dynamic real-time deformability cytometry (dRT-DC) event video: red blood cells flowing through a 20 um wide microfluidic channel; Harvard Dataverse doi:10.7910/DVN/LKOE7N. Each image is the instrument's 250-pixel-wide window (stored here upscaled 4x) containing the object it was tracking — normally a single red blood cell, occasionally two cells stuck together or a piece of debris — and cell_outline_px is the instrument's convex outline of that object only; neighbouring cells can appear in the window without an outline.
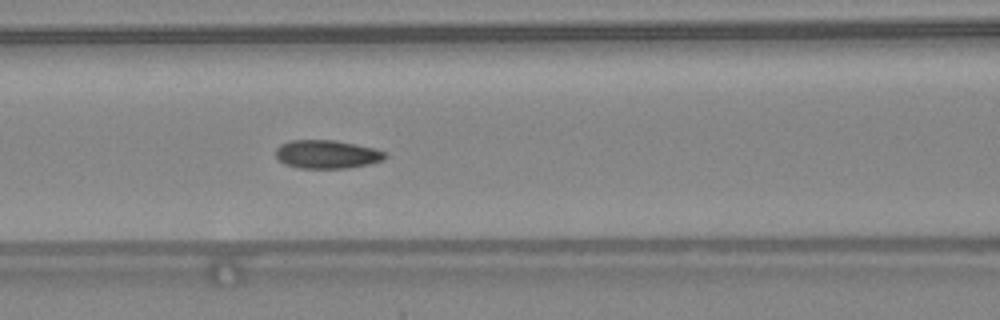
{"species": "common noctule bat (a hibernating species)", "species_latin": "Nyctalus noctula", "temperature_condition": "warm", "stored_images_in_passage": 49, "camera_frame_rate_fps": 3000, "um_per_image_px": 0.085, "animal": {"sex": "female", "body_mass_g": 24.6, "forearm_length_mm": 56.2}, "frame": {"image": 1, "passage_image": 22, "time_ms": 7.0, "image_size_px": [1000, 320], "cell_outline_px": [[388, 156], [384, 160], [368, 164], [348, 168], [300, 168], [284, 164], [276, 156], [276, 148], [280, 144], [288, 140], [336, 140], [372, 148], [384, 152]], "centroid_in_image_um": [27.76, 13.11], "position_along_channel_um": 138.8, "area_um2": 18.09}, "authors_computed_cell_mechanics": {"area_um2": 17.629, "velocity_mm_per_s": 4.3905, "shape_relaxation_time_tau1_ms": 7.7755, "shape_relaxation_time_tau2_ms": 1.3473, "deformation_change_tau1": 0.1787, "deformation_change_tau2": 0.0578}}